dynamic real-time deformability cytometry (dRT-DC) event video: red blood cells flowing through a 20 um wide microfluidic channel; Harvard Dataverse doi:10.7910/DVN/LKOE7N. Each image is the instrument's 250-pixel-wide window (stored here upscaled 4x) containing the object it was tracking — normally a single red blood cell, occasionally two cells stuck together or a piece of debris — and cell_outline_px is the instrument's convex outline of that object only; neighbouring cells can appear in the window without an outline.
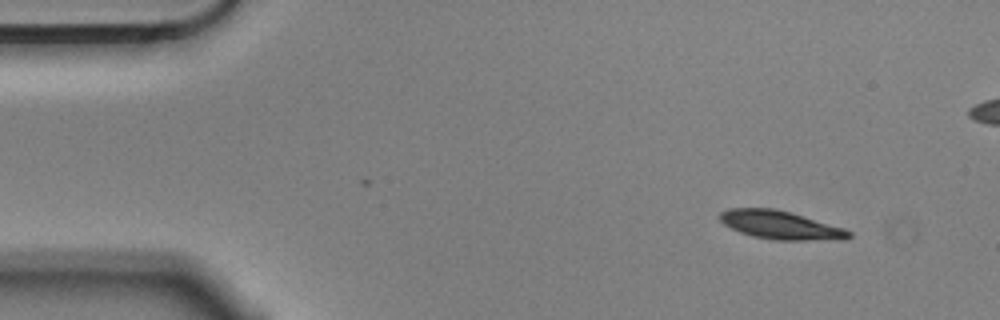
{"species": "Egyptian fruit bat (a non-hibernating species)", "species_latin": "Rousettus aegyptiacus", "temperature_condition": "cold", "stored_images_in_passage": 5, "camera_frame_rate_fps": 3000, "um_per_image_px": 0.085, "animal": {"sex": "male"}, "frame": {"image": 1, "passage_image": 1, "time_ms": 0.0, "image_size_px": [1000, 320], "cell_outline_px": [[852, 236], [848, 240], [776, 240], [752, 236], [740, 232], [724, 224], [720, 220], [720, 212], [728, 208], [776, 208], [792, 212], [844, 228], [852, 232]], "centroid_in_image_um": [66.39, 19.13], "position_along_channel_um": 18.6, "area_um2": 21.56}}
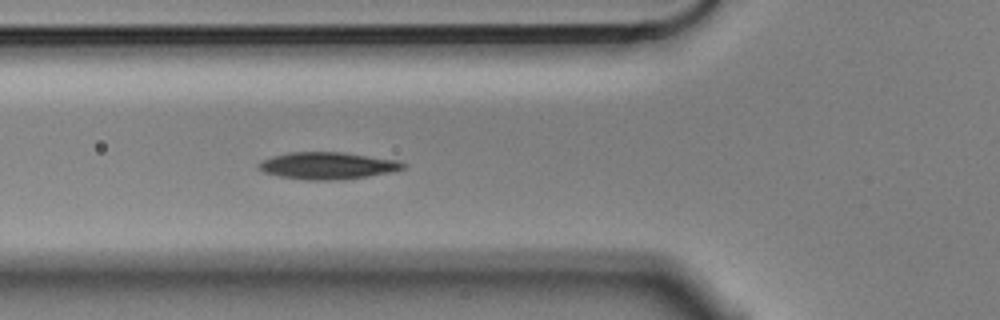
{"frame": {"image": 2, "passage_image": 5, "time_ms": 1.333, "image_size_px": [1000, 320], "cell_outline_px": [[408, 168], [396, 172], [368, 176], [332, 180], [308, 180], [280, 176], [264, 172], [256, 164], [272, 156], [288, 152], [344, 152], [400, 160], [408, 164]], "centroid_in_image_um": [27.96, 14.07], "position_along_channel_um": 97.8, "area_um2": 23.0}}